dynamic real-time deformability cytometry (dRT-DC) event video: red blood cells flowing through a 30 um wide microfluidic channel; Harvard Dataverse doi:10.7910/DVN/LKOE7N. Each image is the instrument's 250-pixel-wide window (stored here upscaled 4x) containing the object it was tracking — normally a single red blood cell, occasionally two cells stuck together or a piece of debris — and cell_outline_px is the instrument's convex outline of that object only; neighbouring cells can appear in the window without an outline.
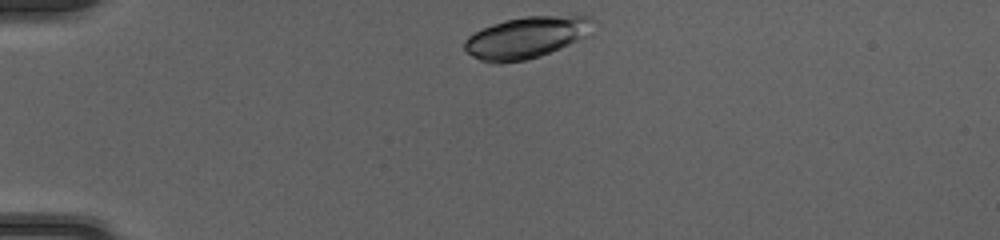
{"species": "common noctule bat (a hibernating species)", "species_latin": "Nyctalus noctula", "temperature_condition": "cold", "stored_images_in_passage": 39, "camera_frame_rate_fps": 3000, "um_per_image_px": 0.085, "animal": {"sex": "female", "body_mass_g": 20.0, "forearm_length_mm": 54.0}, "frame": {"image": 1, "passage_image": 1, "time_ms": 0.0, "image_size_px": [1000, 240], "cell_outline_px": [[588, 20], [584, 36], [568, 44], [540, 56], [524, 60], [500, 64], [492, 64], [480, 60], [472, 56], [464, 48], [464, 40], [468, 36], [492, 24], [504, 20], [524, 16], [584, 16]], "centroid_in_image_um": [44.56, 3.22], "position_along_channel_um": 40.4, "area_um2": 30.17}}
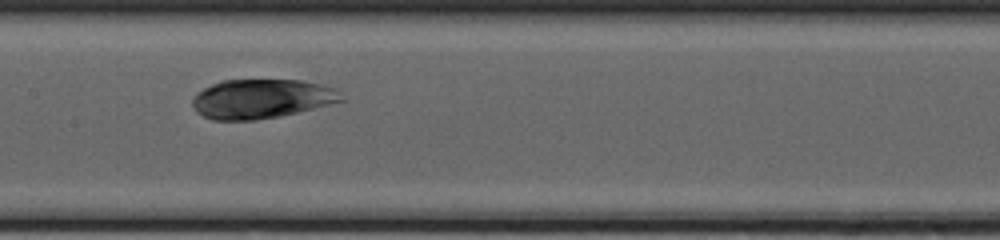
{"frame": {"image": 2, "passage_image": 15, "time_ms": 4.667, "image_size_px": [1000, 240], "cell_outline_px": [[344, 100], [280, 116], [256, 120], [212, 120], [196, 112], [192, 104], [192, 96], [196, 92], [212, 84], [224, 80], [300, 80], [320, 84], [336, 88]], "centroid_in_image_um": [22.17, 8.4], "position_along_channel_um": 185.2, "area_um2": 33.93}}
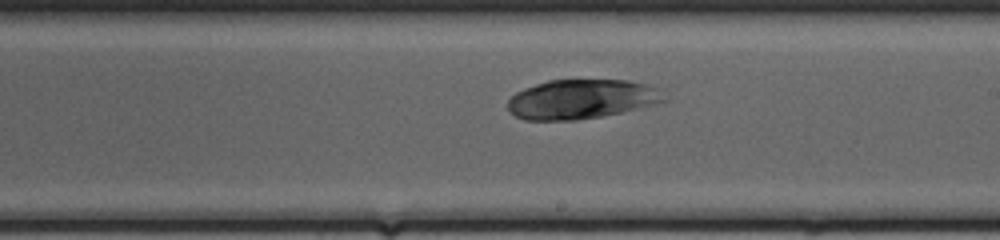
{"frame": {"image": 3, "passage_image": 19, "time_ms": 6.0, "image_size_px": [1000, 240], "cell_outline_px": [[668, 100], [620, 112], [600, 116], [576, 120], [524, 120], [516, 116], [508, 108], [508, 100], [516, 92], [524, 88], [548, 80], [628, 80], [648, 84], [664, 88]], "centroid_in_image_um": [49.48, 8.41], "position_along_channel_um": 239.5, "area_um2": 36.01}}